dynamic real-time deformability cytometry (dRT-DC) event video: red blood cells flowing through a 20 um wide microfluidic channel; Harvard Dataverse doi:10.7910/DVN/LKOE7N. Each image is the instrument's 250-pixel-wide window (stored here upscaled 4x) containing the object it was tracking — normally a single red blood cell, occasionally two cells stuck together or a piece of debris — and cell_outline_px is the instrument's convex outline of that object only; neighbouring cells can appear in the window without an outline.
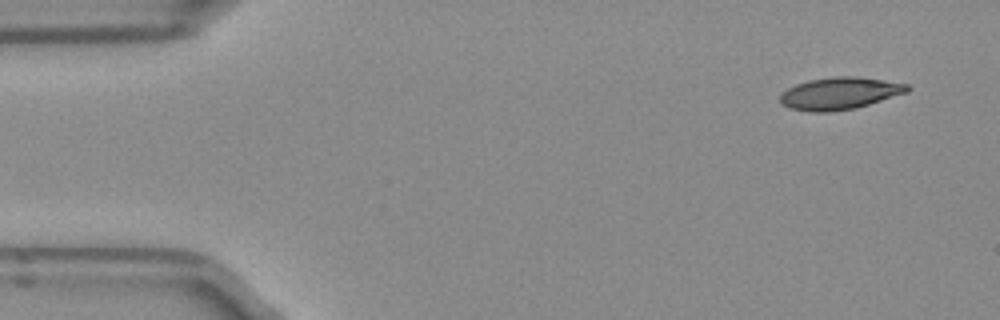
{"species": "Egyptian fruit bat (a non-hibernating species)", "species_latin": "Rousettus aegyptiacus", "temperature_condition": "room temperature", "stored_images_in_passage": 48, "camera_frame_rate_fps": 3000, "um_per_image_px": 0.085, "frame": {"image": 1, "passage_image": 1, "time_ms": 0.0, "image_size_px": [1000, 320], "cell_outline_px": [[912, 88], [908, 92], [856, 108], [828, 112], [812, 112], [788, 108], [780, 104], [780, 96], [788, 88], [796, 84], [808, 80], [832, 76], [852, 76], [908, 84]], "centroid_in_image_um": [71.35, 7.94], "position_along_channel_um": 13.6, "area_um2": 23.81}}
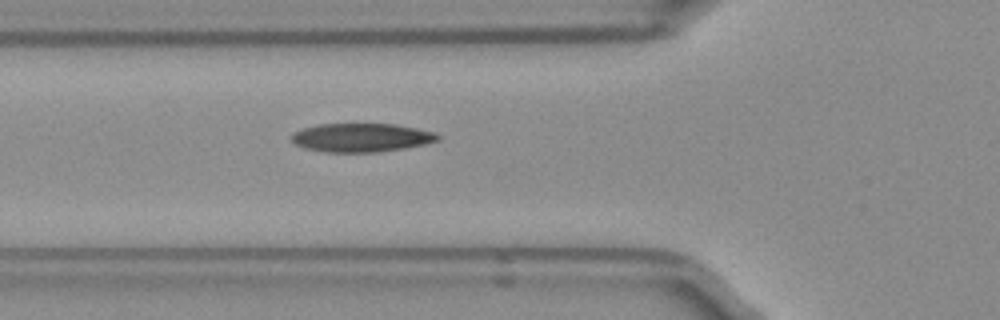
{"frame": {"image": 2, "passage_image": 15, "time_ms": 4.667, "image_size_px": [1000, 320], "cell_outline_px": [[440, 140], [424, 144], [404, 148], [376, 152], [324, 152], [304, 148], [296, 144], [292, 140], [292, 132], [316, 124], [396, 124], [416, 128], [432, 132], [440, 136]], "centroid_in_image_um": [30.69, 11.69], "position_along_channel_um": 95.1, "area_um2": 24.33}}
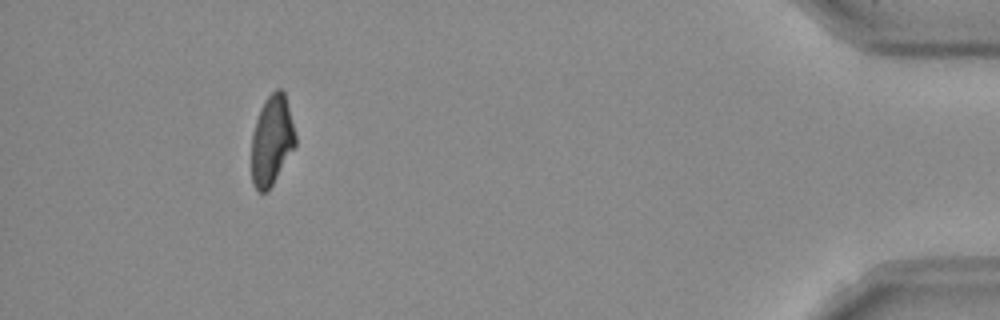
{"frame": {"image": 3, "passage_image": 44, "time_ms": 14.333, "image_size_px": [1000, 320], "cell_outline_px": [[296, 144], [268, 192], [260, 192], [252, 184], [252, 132], [260, 108], [264, 100], [276, 88], [280, 88], [284, 92], [296, 136]], "centroid_in_image_um": [23.09, 11.93], "position_along_channel_um": 412.1, "area_um2": 22.83}, "authors_computed_cell_mechanics": {"area_um2": 24.1604, "velocity_mm_per_s": 3.9585, "shape_relaxation_time_tau1_ms": null, "shape_relaxation_time_tau2_ms": 4.0988, "deformation_change_tau1": null, "deformation_change_tau2": 0.1128}}